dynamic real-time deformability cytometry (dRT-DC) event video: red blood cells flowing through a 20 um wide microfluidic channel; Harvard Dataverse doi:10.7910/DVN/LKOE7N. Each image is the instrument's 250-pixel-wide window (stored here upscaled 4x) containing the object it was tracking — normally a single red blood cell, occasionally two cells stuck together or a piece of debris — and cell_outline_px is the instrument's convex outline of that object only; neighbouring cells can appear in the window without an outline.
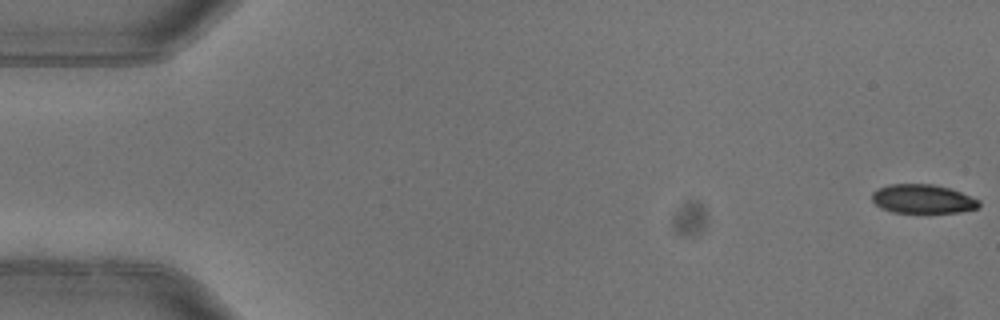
{"species": "common noctule bat (a hibernating species)", "species_latin": "Nyctalus noctula", "temperature_condition": "warm", "stored_images_in_passage": 4, "camera_frame_rate_fps": 3000, "um_per_image_px": 0.085, "animal": {"sex": "female"}, "frame": {"image": 1, "passage_image": 1, "time_ms": 0.0, "image_size_px": [1000, 320], "cell_outline_px": [[980, 208], [960, 212], [892, 212], [880, 208], [872, 200], [872, 192], [876, 188], [888, 184], [932, 184], [948, 188], [960, 192], [980, 200]], "centroid_in_image_um": [78.41, 16.9], "position_along_channel_um": 6.6, "area_um2": 18.09}}
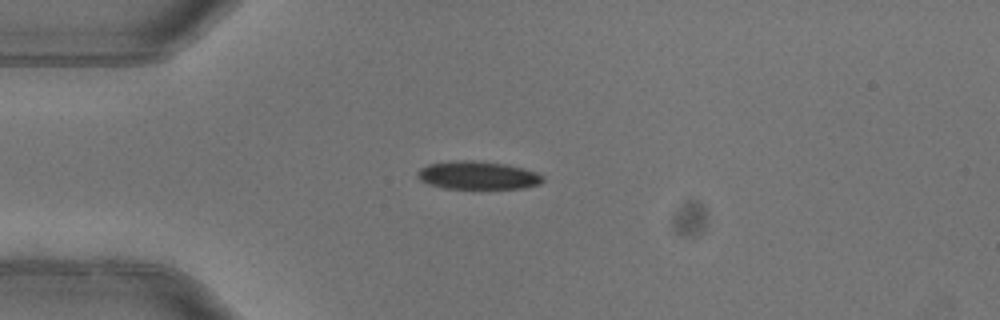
{"frame": {"image": 2, "passage_image": 4, "time_ms": 1.0, "image_size_px": [1000, 320], "cell_outline_px": [[544, 180], [540, 184], [524, 188], [444, 188], [428, 184], [420, 180], [416, 176], [416, 172], [420, 168], [428, 164], [452, 160], [472, 160], [504, 164], [536, 172]], "centroid_in_image_um": [40.54, 14.9], "position_along_channel_um": 44.5, "area_um2": 20.4}}